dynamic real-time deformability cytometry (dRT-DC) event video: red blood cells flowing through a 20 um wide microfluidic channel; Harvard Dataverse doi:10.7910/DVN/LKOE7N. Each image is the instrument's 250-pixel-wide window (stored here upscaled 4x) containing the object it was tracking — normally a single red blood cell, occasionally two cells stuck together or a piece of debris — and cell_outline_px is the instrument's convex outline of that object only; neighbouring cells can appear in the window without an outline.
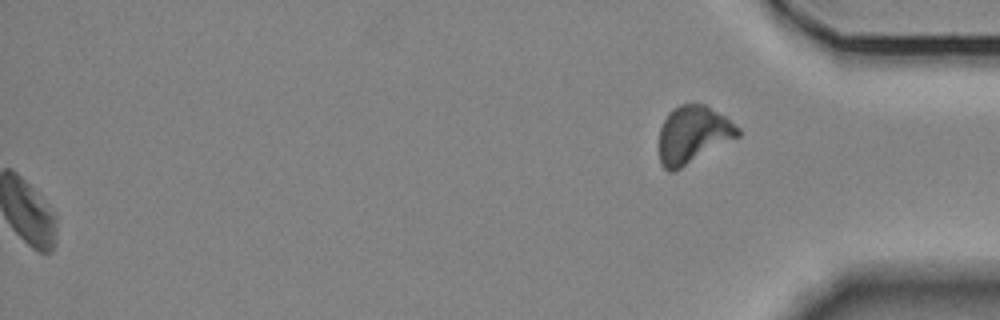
{"species": "Egyptian fruit bat (a non-hibernating species)", "species_latin": "Rousettus aegyptiacus", "temperature_condition": "room temperature", "stored_images_in_passage": 56, "segment_of_instrument_passage": [2, 2], "camera_frame_rate_fps": 3000, "um_per_image_px": 0.085, "animal": {"sex": "female"}, "frame": {"image": 1, "passage_image": 56, "time_ms": 18.333, "image_size_px": [1000, 320], "cell_outline_px": [[740, 136], [680, 168], [672, 172], [668, 172], [660, 164], [660, 128], [668, 112], [672, 108], [680, 104], [704, 104], [724, 116], [740, 128]], "centroid_in_image_um": [58.89, 11.43], "position_along_channel_um": 376.3, "area_um2": 26.13}}